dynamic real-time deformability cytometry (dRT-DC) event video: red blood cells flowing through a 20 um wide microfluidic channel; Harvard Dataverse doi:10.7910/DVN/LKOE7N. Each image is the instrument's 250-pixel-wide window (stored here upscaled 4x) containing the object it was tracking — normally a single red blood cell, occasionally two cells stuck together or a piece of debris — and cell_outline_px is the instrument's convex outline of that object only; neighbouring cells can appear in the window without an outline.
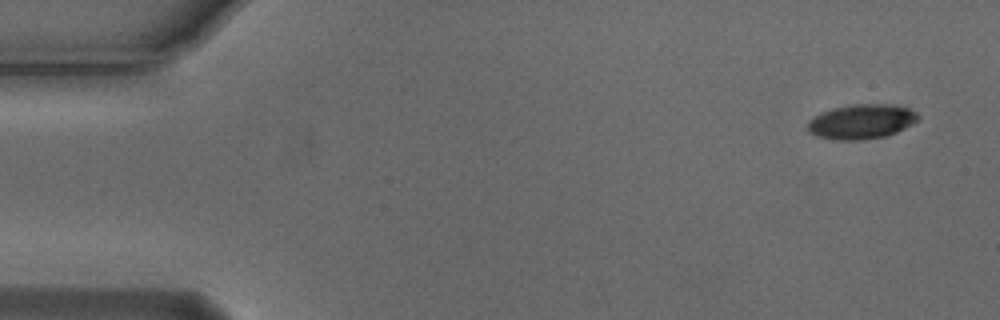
{"species": "Egyptian fruit bat (a non-hibernating species)", "species_latin": "Rousettus aegyptiacus", "temperature_condition": "cold", "stored_images_in_passage": 5, "camera_frame_rate_fps": 3000, "um_per_image_px": 0.085, "animal": {"sex": "male"}, "frame": {"image": 1, "passage_image": 1, "time_ms": 0.0, "image_size_px": [1000, 320], "cell_outline_px": [[920, 120], [896, 132], [884, 136], [860, 140], [836, 140], [820, 136], [808, 132], [808, 120], [832, 108], [852, 104], [896, 104], [908, 108], [916, 112], [920, 116]], "centroid_in_image_um": [73.27, 10.32], "position_along_channel_um": 11.7, "area_um2": 22.25}}